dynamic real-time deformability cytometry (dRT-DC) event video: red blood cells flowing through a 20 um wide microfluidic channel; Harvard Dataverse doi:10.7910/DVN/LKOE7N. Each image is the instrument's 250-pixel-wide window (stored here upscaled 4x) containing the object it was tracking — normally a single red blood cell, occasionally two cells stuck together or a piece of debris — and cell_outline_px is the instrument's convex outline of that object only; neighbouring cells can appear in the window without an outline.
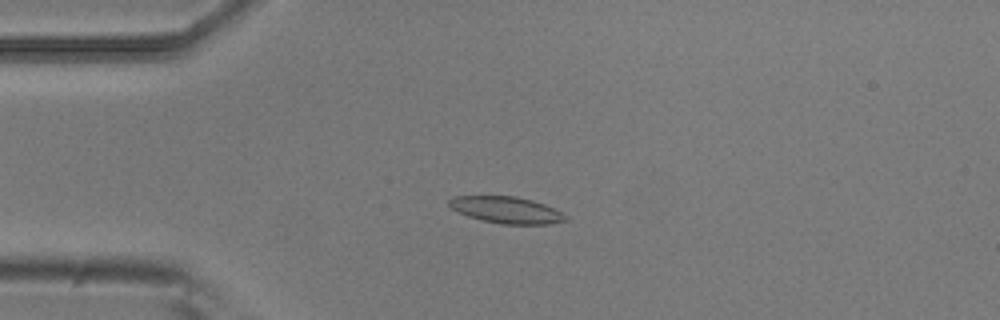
{"species": "common noctule bat (a hibernating species)", "species_latin": "Nyctalus noctula", "temperature_condition": "room temperature", "stored_images_in_passage": 4, "camera_frame_rate_fps": 3000, "um_per_image_px": 0.085, "animal": {"sex": "male", "body_mass_g": 20.5, "forearm_length_mm": 52.5}, "frame": {"image": 1, "passage_image": 3, "time_ms": 0.667, "image_size_px": [1000, 320], "cell_outline_px": [[568, 220], [548, 224], [504, 224], [484, 220], [468, 216], [452, 208], [448, 204], [448, 200], [452, 196], [516, 196], [532, 200], [544, 204], [568, 216]], "centroid_in_image_um": [43.05, 17.84], "position_along_channel_um": 41.9, "area_um2": 17.86}}